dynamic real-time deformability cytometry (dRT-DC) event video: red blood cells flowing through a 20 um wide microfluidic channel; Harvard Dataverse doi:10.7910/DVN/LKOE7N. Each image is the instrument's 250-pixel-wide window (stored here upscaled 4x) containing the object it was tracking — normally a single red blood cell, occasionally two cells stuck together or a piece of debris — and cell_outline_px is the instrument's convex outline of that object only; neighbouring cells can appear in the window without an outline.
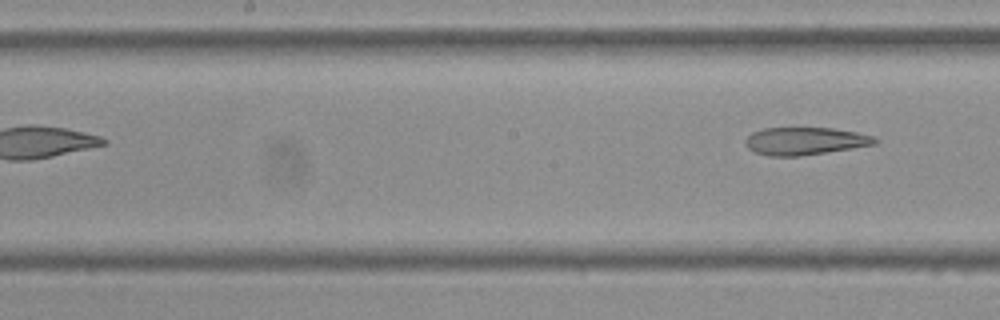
{"species": "Egyptian fruit bat (a non-hibernating species)", "species_latin": "Rousettus aegyptiacus", "temperature_condition": "cold", "stored_images_in_passage": 7, "camera_frame_rate_fps": 3000, "um_per_image_px": 0.085, "frame": {"image": 1, "passage_image": 7, "time_ms": 2.0, "image_size_px": [1000, 320], "cell_outline_px": [[880, 140], [876, 144], [852, 148], [800, 156], [768, 156], [756, 152], [748, 148], [744, 144], [744, 140], [752, 132], [764, 128], [832, 128], [856, 132], [872, 136]], "centroid_in_image_um": [68.41, 11.99], "position_along_channel_um": 179.8, "area_um2": 20.81}}